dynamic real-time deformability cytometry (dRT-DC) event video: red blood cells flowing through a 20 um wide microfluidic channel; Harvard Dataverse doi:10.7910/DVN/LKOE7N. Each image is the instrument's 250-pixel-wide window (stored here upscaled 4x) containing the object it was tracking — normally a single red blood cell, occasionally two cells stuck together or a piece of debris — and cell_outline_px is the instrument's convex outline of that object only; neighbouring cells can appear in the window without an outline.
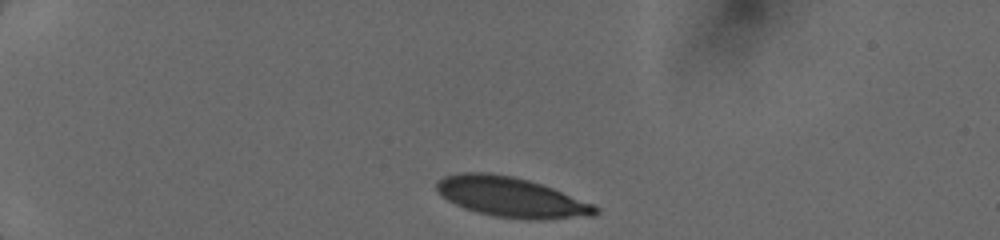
{"species": "human", "species_latin": "Homo sapiens", "temperature_condition": "cold", "stored_images_in_passage": 7, "camera_frame_rate_fps": 3000, "um_per_image_px": 0.085, "donor": {"sex": "female"}, "frame": {"image": 1, "passage_image": 1, "time_ms": 0.0, "image_size_px": [1000, 240], "cell_outline_px": [[600, 212], [596, 216], [544, 220], [528, 220], [496, 216], [476, 212], [464, 208], [448, 200], [436, 188], [436, 184], [444, 176], [460, 172], [488, 172], [512, 176], [528, 180], [552, 188], [592, 204], [600, 208]], "centroid_in_image_um": [43.5, 16.77], "position_along_channel_um": 41.5, "area_um2": 36.93}}
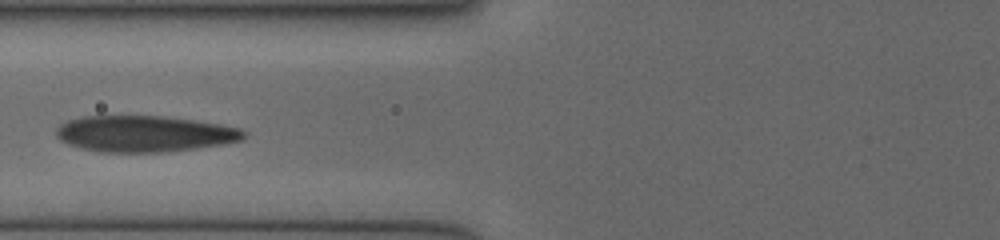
{"frame": {"image": 2, "passage_image": 5, "time_ms": 3.333, "image_size_px": [1000, 240], "cell_outline_px": [[248, 132], [244, 140], [224, 144], [196, 148], [160, 152], [100, 152], [80, 148], [68, 144], [60, 140], [56, 136], [56, 128], [60, 124], [68, 120], [84, 116], [164, 116], [220, 124], [240, 128]], "centroid_in_image_um": [12.29, 11.37], "position_along_channel_um": 113.5, "area_um2": 39.77}}
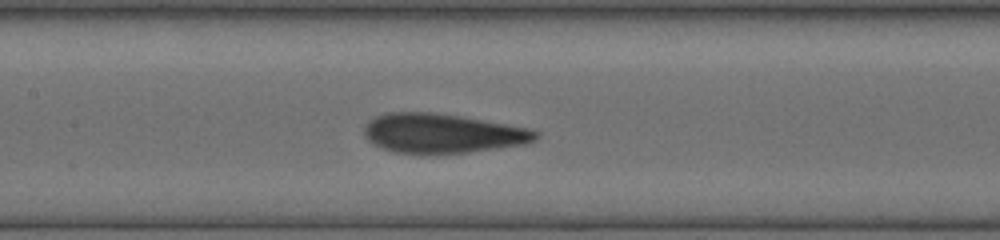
{"frame": {"image": 3, "passage_image": 7, "time_ms": 4.667, "image_size_px": [1000, 240], "cell_outline_px": [[540, 136], [536, 140], [524, 144], [468, 152], [436, 156], [420, 156], [392, 152], [380, 148], [372, 144], [364, 136], [364, 128], [376, 116], [388, 112], [428, 112], [456, 116], [528, 128], [540, 132]], "centroid_in_image_um": [37.55, 11.39], "position_along_channel_um": 169.9, "area_um2": 39.88}}